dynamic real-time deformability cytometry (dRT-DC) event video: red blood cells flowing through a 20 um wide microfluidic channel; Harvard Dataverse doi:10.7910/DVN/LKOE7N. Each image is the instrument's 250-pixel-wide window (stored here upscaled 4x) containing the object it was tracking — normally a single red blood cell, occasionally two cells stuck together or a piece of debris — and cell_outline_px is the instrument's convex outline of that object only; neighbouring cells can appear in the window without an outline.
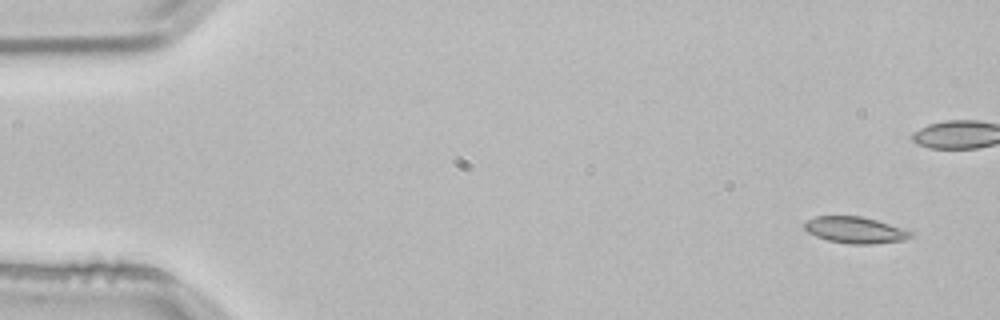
{"species": "common noctule bat (a hibernating species)", "species_latin": "Nyctalus noctula", "temperature_condition": "room temperature", "stored_images_in_passage": 5, "camera_frame_rate_fps": 3000, "um_per_image_px": 0.085, "animal": {"sex": "male", "body_mass_g": 21.5, "forearm_length_mm": 52.0}, "frame": {"image": 1, "passage_image": 1, "time_ms": 0.0, "image_size_px": [1000, 320], "cell_outline_px": [[912, 236], [904, 240], [872, 244], [848, 244], [828, 240], [816, 236], [808, 232], [804, 228], [804, 224], [808, 220], [816, 216], [860, 216], [876, 220], [912, 232]], "centroid_in_image_um": [72.66, 19.56], "position_along_channel_um": 12.3, "area_um2": 16.13}}